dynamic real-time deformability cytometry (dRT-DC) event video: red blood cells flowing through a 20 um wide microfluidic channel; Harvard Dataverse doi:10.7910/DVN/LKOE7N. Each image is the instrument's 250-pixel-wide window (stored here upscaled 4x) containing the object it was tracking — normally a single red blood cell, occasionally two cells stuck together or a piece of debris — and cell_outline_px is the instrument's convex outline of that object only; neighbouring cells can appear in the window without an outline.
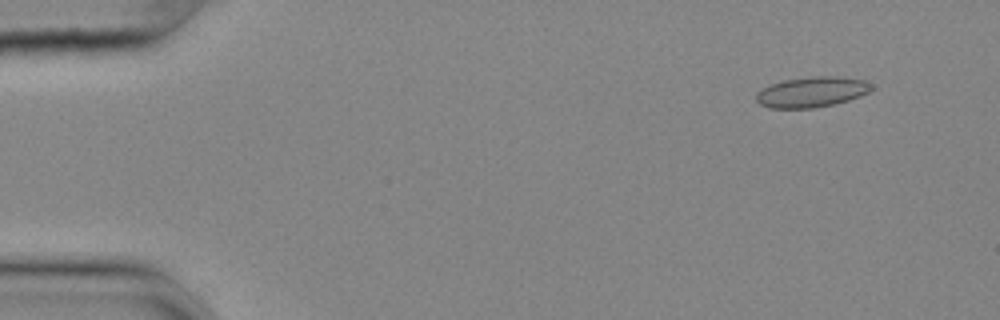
{"species": "common noctule bat (a hibernating species)", "species_latin": "Nyctalus noctula", "temperature_condition": "cold", "stored_images_in_passage": 56, "camera_frame_rate_fps": 3000, "um_per_image_px": 0.085, "animal": {"sex": "female", "body_mass_g": 25.1}, "frame": {"image": 1, "passage_image": 5, "time_ms": 1.333, "image_size_px": [1000, 320], "cell_outline_px": [[872, 88], [868, 92], [860, 96], [848, 100], [832, 104], [812, 108], [772, 108], [760, 104], [756, 100], [756, 92], [772, 84], [784, 80], [816, 76], [836, 76], [864, 80]], "centroid_in_image_um": [68.97, 7.82], "position_along_channel_um": 16.0, "area_um2": 20.06}}
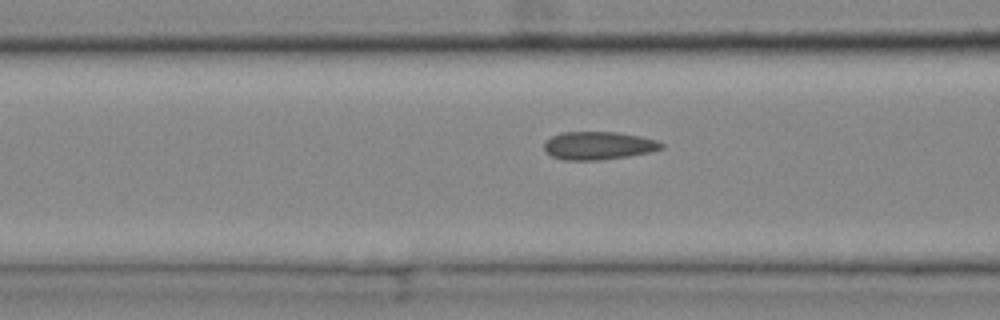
{"frame": {"image": 2, "passage_image": 22, "time_ms": 7.0, "image_size_px": [1000, 320], "cell_outline_px": [[664, 148], [648, 152], [628, 156], [600, 160], [564, 160], [552, 156], [544, 148], [544, 144], [552, 136], [560, 132], [616, 132], [640, 136], [656, 140], [664, 144]], "centroid_in_image_um": [50.87, 12.37], "position_along_channel_um": 115.7, "area_um2": 19.02}}
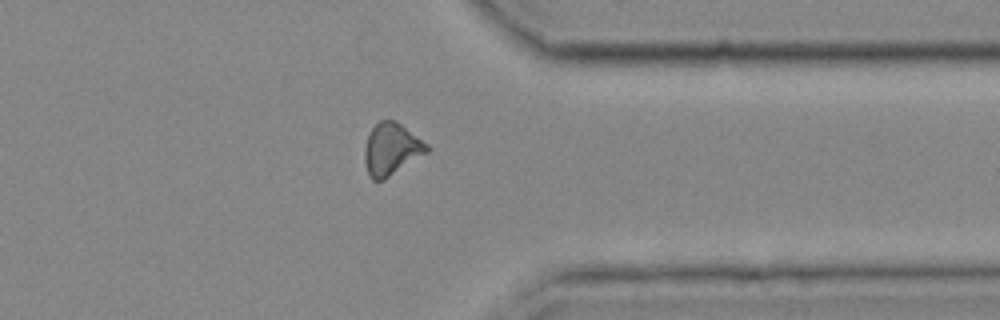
{"frame": {"image": 3, "passage_image": 44, "time_ms": 14.333, "image_size_px": [1000, 320], "cell_outline_px": [[432, 148], [428, 152], [384, 180], [372, 180], [368, 176], [364, 160], [364, 148], [368, 136], [372, 128], [380, 120], [396, 120], [428, 144]], "centroid_in_image_um": [33.27, 12.69], "position_along_channel_um": 378.1, "area_um2": 19.02}, "authors_computed_cell_mechanics": {"area_um2": 18.9006, "velocity_mm_per_s": 3.6464, "shape_relaxation_time_tau1_ms": null, "shape_relaxation_time_tau2_ms": 1.8044, "deformation_change_tau1": null, "deformation_change_tau2": 0.0943}}